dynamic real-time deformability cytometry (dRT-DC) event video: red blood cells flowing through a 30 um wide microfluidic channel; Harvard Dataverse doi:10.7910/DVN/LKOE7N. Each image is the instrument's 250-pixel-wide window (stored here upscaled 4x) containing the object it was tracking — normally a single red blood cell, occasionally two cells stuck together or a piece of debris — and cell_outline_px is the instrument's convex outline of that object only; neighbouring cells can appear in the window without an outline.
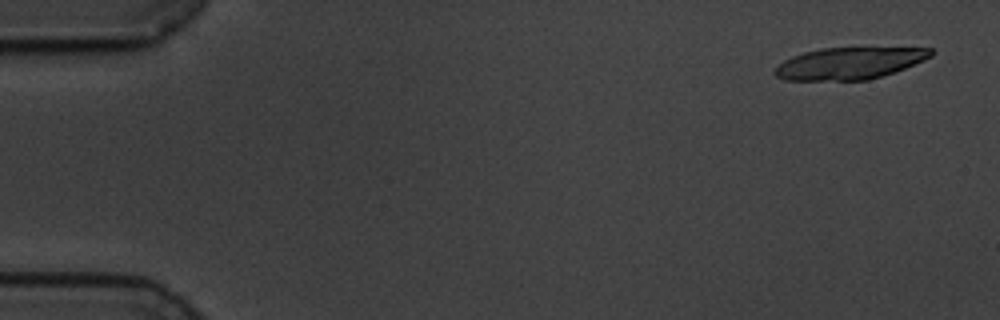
{"species": "common noctule bat (a hibernating species)", "species_latin": "Nyctalus noctula", "temperature_condition": "cold", "stored_images_in_passage": 20, "camera_frame_rate_fps": 3000, "um_per_image_px": 0.085, "animal": {"sex": "male", "body_mass_g": 19.5, "forearm_length_mm": 54.6}, "frame": {"image": 1, "passage_image": 3, "time_ms": 0.667, "image_size_px": [1000, 320], "cell_outline_px": [[936, 52], [932, 56], [924, 60], [904, 68], [868, 80], [784, 80], [776, 76], [772, 72], [784, 60], [792, 56], [804, 52], [820, 48], [932, 48]], "centroid_in_image_um": [72.18, 5.38], "position_along_channel_um": 12.8, "area_um2": 28.78}}